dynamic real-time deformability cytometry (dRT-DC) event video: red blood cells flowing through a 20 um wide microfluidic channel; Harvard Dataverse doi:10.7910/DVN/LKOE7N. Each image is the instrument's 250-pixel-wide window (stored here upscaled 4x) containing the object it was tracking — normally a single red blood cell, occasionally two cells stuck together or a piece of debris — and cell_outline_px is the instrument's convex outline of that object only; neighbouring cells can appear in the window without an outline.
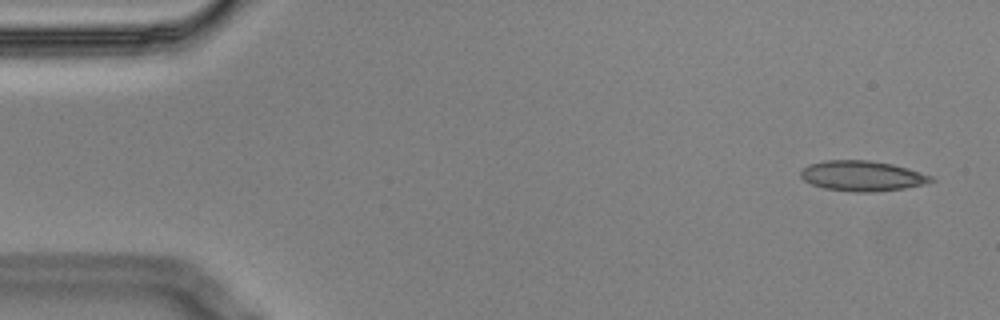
{"species": "Egyptian fruit bat (a non-hibernating species)", "species_latin": "Rousettus aegyptiacus", "temperature_condition": "cold", "stored_images_in_passage": 9, "camera_frame_rate_fps": 3000, "um_per_image_px": 0.085, "animal": {"sex": "male"}, "frame": {"image": 1, "passage_image": 1, "time_ms": 0.0, "image_size_px": [1000, 320], "cell_outline_px": [[936, 180], [924, 184], [904, 188], [876, 192], [856, 192], [824, 188], [812, 184], [804, 180], [800, 176], [800, 172], [808, 164], [824, 160], [868, 160], [892, 164], [908, 168], [932, 176]], "centroid_in_image_um": [73.29, 14.95], "position_along_channel_um": 11.7, "area_um2": 23.0}}
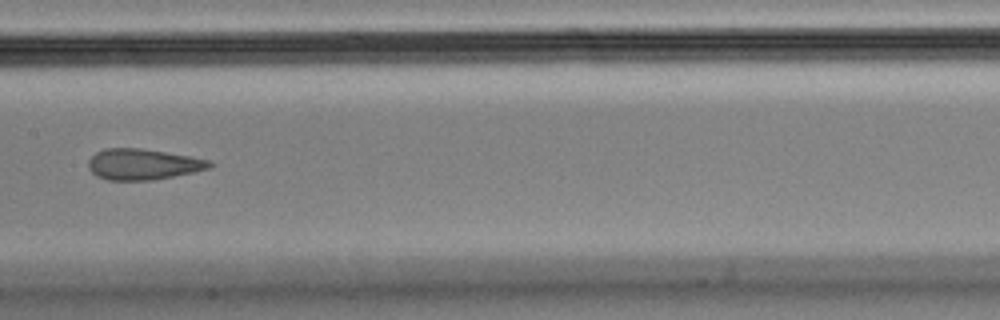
{"frame": {"image": 2, "passage_image": 8, "time_ms": 2.333, "image_size_px": [1000, 320], "cell_outline_px": [[216, 164], [212, 168], [152, 180], [108, 180], [96, 176], [88, 168], [88, 160], [96, 152], [104, 148], [140, 148], [188, 156], [208, 160]], "centroid_in_image_um": [12.13, 13.96], "position_along_channel_um": 195.3, "area_um2": 21.73}}
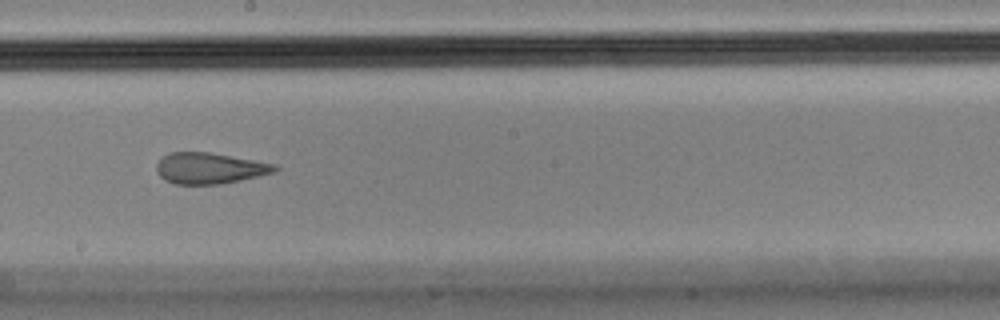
{"frame": {"image": 3, "passage_image": 9, "time_ms": 2.667, "image_size_px": [1000, 320], "cell_outline_px": [[280, 168], [276, 172], [240, 180], [220, 184], [176, 184], [164, 180], [156, 172], [156, 164], [168, 152], [208, 152], [276, 164]], "centroid_in_image_um": [17.81, 14.3], "position_along_channel_um": 230.4, "area_um2": 21.39}}